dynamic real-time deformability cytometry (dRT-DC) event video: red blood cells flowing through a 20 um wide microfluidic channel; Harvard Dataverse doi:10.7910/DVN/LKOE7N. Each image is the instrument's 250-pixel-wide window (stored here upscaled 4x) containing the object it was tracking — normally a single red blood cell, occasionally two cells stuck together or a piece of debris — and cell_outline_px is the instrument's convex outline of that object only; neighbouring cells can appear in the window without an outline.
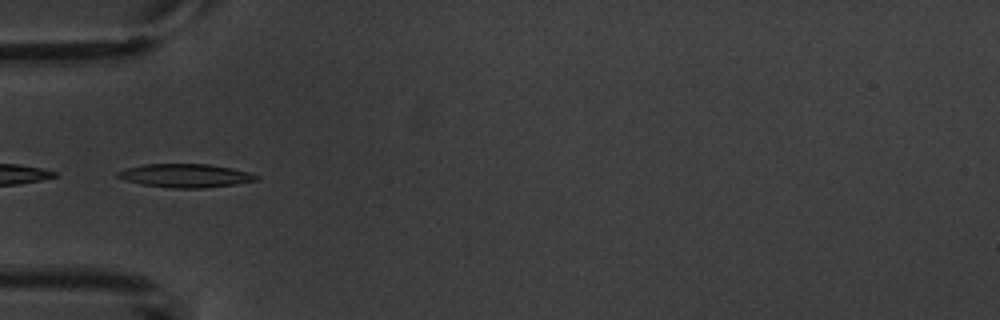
{"species": "common noctule bat (a hibernating species)", "species_latin": "Nyctalus noctula", "temperature_condition": "warm", "stored_images_in_passage": 5, "camera_frame_rate_fps": 3000, "um_per_image_px": 0.085, "animal": {"sex": "male", "body_mass_g": 20.1, "forearm_length_mm": 53.5}, "frame": {"image": 1, "passage_image": 4, "time_ms": 4.333, "image_size_px": [1000, 320], "cell_outline_px": [[260, 180], [236, 184], [204, 188], [172, 188], [144, 184], [128, 180], [116, 176], [116, 172], [128, 168], [144, 164], [208, 164], [232, 168], [248, 172], [260, 176]], "centroid_in_image_um": [15.83, 14.93], "position_along_channel_um": 69.2, "area_um2": 18.84}}